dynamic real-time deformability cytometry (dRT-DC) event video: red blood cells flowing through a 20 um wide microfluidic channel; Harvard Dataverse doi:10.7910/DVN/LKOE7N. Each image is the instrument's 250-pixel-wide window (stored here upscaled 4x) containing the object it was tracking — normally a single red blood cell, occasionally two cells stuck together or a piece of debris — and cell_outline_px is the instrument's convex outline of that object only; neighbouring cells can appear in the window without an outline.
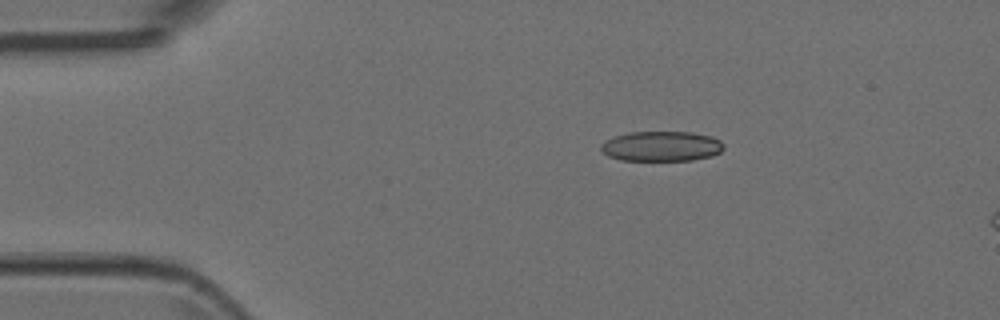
{"species": "Egyptian fruit bat (a non-hibernating species)", "species_latin": "Rousettus aegyptiacus", "temperature_condition": "room temperature", "stored_images_in_passage": 4, "camera_frame_rate_fps": 3000, "um_per_image_px": 0.085, "animal": {"sex": "female"}, "frame": {"image": 1, "passage_image": 2, "time_ms": 0.333, "image_size_px": [1000, 320], "cell_outline_px": [[724, 148], [720, 152], [712, 156], [692, 160], [620, 160], [608, 156], [600, 148], [600, 144], [604, 140], [628, 132], [692, 132], [712, 136], [720, 140], [724, 144]], "centroid_in_image_um": [56.23, 12.42], "position_along_channel_um": 28.8, "area_um2": 21.62}}